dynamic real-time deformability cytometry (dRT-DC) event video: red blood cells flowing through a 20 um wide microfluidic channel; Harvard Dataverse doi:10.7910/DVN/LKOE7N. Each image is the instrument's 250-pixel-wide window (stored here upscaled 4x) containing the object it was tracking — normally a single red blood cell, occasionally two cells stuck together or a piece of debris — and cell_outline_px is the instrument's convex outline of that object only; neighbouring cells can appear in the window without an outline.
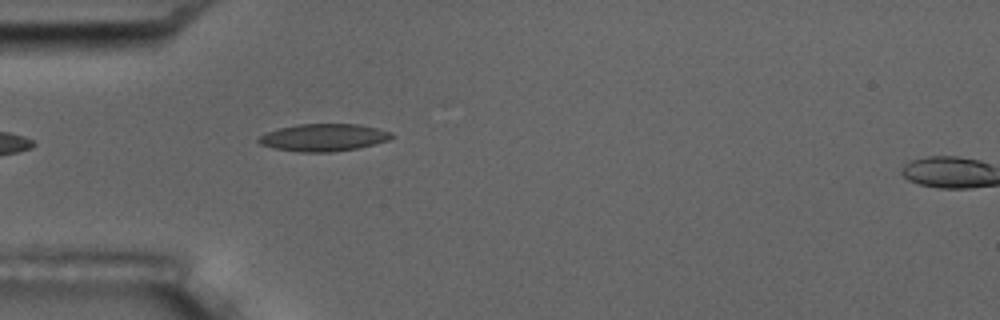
{"species": "common noctule bat (a hibernating species)", "species_latin": "Nyctalus noctula", "temperature_condition": "room temperature", "stored_images_in_passage": 2, "segment_of_instrument_passage": [1, 2], "camera_frame_rate_fps": 3000, "um_per_image_px": 0.085, "animal": {"sex": "male", "body_mass_g": 17.5, "forearm_length_mm": 52.3}, "frame": {"image": 1, "passage_image": 1, "time_ms": 0.0, "image_size_px": [1000, 320], "cell_outline_px": [[396, 136], [388, 140], [356, 148], [332, 152], [300, 152], [272, 148], [260, 144], [256, 140], [260, 136], [268, 132], [280, 128], [300, 124], [356, 124], [376, 128], [392, 132]], "centroid_in_image_um": [27.5, 11.69], "position_along_channel_um": 57.5, "area_um2": 21.04}}